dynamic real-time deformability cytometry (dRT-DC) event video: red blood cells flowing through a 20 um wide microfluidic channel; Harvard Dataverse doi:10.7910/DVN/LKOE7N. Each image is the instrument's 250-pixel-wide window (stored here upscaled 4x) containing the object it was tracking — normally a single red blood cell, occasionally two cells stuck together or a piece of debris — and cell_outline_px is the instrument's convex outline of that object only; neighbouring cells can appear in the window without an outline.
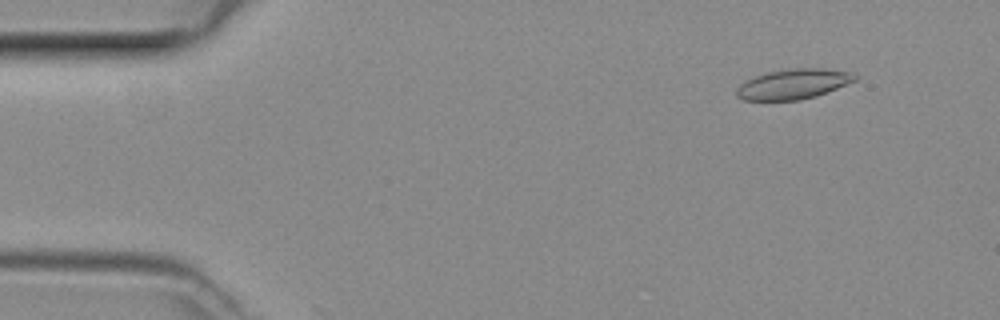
{"species": "common noctule bat (a hibernating species)", "species_latin": "Nyctalus noctula", "temperature_condition": "room temperature", "stored_images_in_passage": 6, "camera_frame_rate_fps": 3000, "um_per_image_px": 0.085, "animal": {"sex": "female", "body_mass_g": 29.2, "forearm_length_mm": 56.3}, "frame": {"image": 1, "passage_image": 5, "time_ms": 1.333, "image_size_px": [1000, 320], "cell_outline_px": [[860, 76], [856, 80], [816, 96], [800, 100], [744, 100], [736, 96], [736, 88], [740, 84], [756, 76], [768, 72], [796, 68], [820, 68], [848, 72]], "centroid_in_image_um": [67.42, 7.15], "position_along_channel_um": 17.6, "area_um2": 20.46}}